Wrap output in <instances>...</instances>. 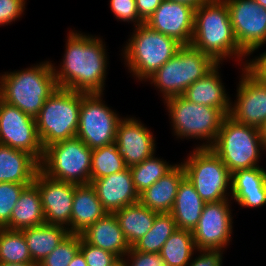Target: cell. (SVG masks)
I'll use <instances>...</instances> for the list:
<instances>
[{"mask_svg": "<svg viewBox=\"0 0 266 266\" xmlns=\"http://www.w3.org/2000/svg\"><path fill=\"white\" fill-rule=\"evenodd\" d=\"M152 133L140 121L132 118L121 119L117 126L115 144L127 167L143 162L155 154Z\"/></svg>", "mask_w": 266, "mask_h": 266, "instance_id": "obj_18", "label": "cell"}, {"mask_svg": "<svg viewBox=\"0 0 266 266\" xmlns=\"http://www.w3.org/2000/svg\"><path fill=\"white\" fill-rule=\"evenodd\" d=\"M163 0H135L139 19L145 23Z\"/></svg>", "mask_w": 266, "mask_h": 266, "instance_id": "obj_42", "label": "cell"}, {"mask_svg": "<svg viewBox=\"0 0 266 266\" xmlns=\"http://www.w3.org/2000/svg\"><path fill=\"white\" fill-rule=\"evenodd\" d=\"M109 266H126L125 258L118 257L113 263Z\"/></svg>", "mask_w": 266, "mask_h": 266, "instance_id": "obj_48", "label": "cell"}, {"mask_svg": "<svg viewBox=\"0 0 266 266\" xmlns=\"http://www.w3.org/2000/svg\"><path fill=\"white\" fill-rule=\"evenodd\" d=\"M0 263H33L21 230L0 228Z\"/></svg>", "mask_w": 266, "mask_h": 266, "instance_id": "obj_32", "label": "cell"}, {"mask_svg": "<svg viewBox=\"0 0 266 266\" xmlns=\"http://www.w3.org/2000/svg\"><path fill=\"white\" fill-rule=\"evenodd\" d=\"M127 168L115 143L92 151L91 181L123 171Z\"/></svg>", "mask_w": 266, "mask_h": 266, "instance_id": "obj_33", "label": "cell"}, {"mask_svg": "<svg viewBox=\"0 0 266 266\" xmlns=\"http://www.w3.org/2000/svg\"><path fill=\"white\" fill-rule=\"evenodd\" d=\"M21 231L26 239L32 261L36 265L49 255L69 234L65 226L49 225L47 223L24 228Z\"/></svg>", "mask_w": 266, "mask_h": 266, "instance_id": "obj_28", "label": "cell"}, {"mask_svg": "<svg viewBox=\"0 0 266 266\" xmlns=\"http://www.w3.org/2000/svg\"><path fill=\"white\" fill-rule=\"evenodd\" d=\"M243 69L244 74L237 88V100L231 106L229 116L239 123L260 129L266 121V82L246 66Z\"/></svg>", "mask_w": 266, "mask_h": 266, "instance_id": "obj_15", "label": "cell"}, {"mask_svg": "<svg viewBox=\"0 0 266 266\" xmlns=\"http://www.w3.org/2000/svg\"><path fill=\"white\" fill-rule=\"evenodd\" d=\"M200 256L191 260L189 266H222L220 251H200Z\"/></svg>", "mask_w": 266, "mask_h": 266, "instance_id": "obj_41", "label": "cell"}, {"mask_svg": "<svg viewBox=\"0 0 266 266\" xmlns=\"http://www.w3.org/2000/svg\"><path fill=\"white\" fill-rule=\"evenodd\" d=\"M205 202L196 192L193 184L184 177L180 182L170 213L177 228L193 231L201 217Z\"/></svg>", "mask_w": 266, "mask_h": 266, "instance_id": "obj_26", "label": "cell"}, {"mask_svg": "<svg viewBox=\"0 0 266 266\" xmlns=\"http://www.w3.org/2000/svg\"><path fill=\"white\" fill-rule=\"evenodd\" d=\"M81 92L57 88L44 102L36 118L37 133L43 149L76 137L79 124Z\"/></svg>", "mask_w": 266, "mask_h": 266, "instance_id": "obj_5", "label": "cell"}, {"mask_svg": "<svg viewBox=\"0 0 266 266\" xmlns=\"http://www.w3.org/2000/svg\"><path fill=\"white\" fill-rule=\"evenodd\" d=\"M39 170L31 154L0 144V182L31 184Z\"/></svg>", "mask_w": 266, "mask_h": 266, "instance_id": "obj_25", "label": "cell"}, {"mask_svg": "<svg viewBox=\"0 0 266 266\" xmlns=\"http://www.w3.org/2000/svg\"><path fill=\"white\" fill-rule=\"evenodd\" d=\"M176 229L171 213H157L152 228L132 248L143 253H160L162 246Z\"/></svg>", "mask_w": 266, "mask_h": 266, "instance_id": "obj_31", "label": "cell"}, {"mask_svg": "<svg viewBox=\"0 0 266 266\" xmlns=\"http://www.w3.org/2000/svg\"><path fill=\"white\" fill-rule=\"evenodd\" d=\"M260 6L266 9V0H255Z\"/></svg>", "mask_w": 266, "mask_h": 266, "instance_id": "obj_49", "label": "cell"}, {"mask_svg": "<svg viewBox=\"0 0 266 266\" xmlns=\"http://www.w3.org/2000/svg\"><path fill=\"white\" fill-rule=\"evenodd\" d=\"M27 185L30 184L0 182V228L10 222L13 208Z\"/></svg>", "mask_w": 266, "mask_h": 266, "instance_id": "obj_36", "label": "cell"}, {"mask_svg": "<svg viewBox=\"0 0 266 266\" xmlns=\"http://www.w3.org/2000/svg\"><path fill=\"white\" fill-rule=\"evenodd\" d=\"M53 67L47 61L23 71L5 73L0 78V99L36 119L44 102L58 88Z\"/></svg>", "mask_w": 266, "mask_h": 266, "instance_id": "obj_3", "label": "cell"}, {"mask_svg": "<svg viewBox=\"0 0 266 266\" xmlns=\"http://www.w3.org/2000/svg\"><path fill=\"white\" fill-rule=\"evenodd\" d=\"M25 0H0V25L9 24L22 15Z\"/></svg>", "mask_w": 266, "mask_h": 266, "instance_id": "obj_40", "label": "cell"}, {"mask_svg": "<svg viewBox=\"0 0 266 266\" xmlns=\"http://www.w3.org/2000/svg\"><path fill=\"white\" fill-rule=\"evenodd\" d=\"M0 144L31 154L39 163L44 149L37 133L36 119L0 99Z\"/></svg>", "mask_w": 266, "mask_h": 266, "instance_id": "obj_12", "label": "cell"}, {"mask_svg": "<svg viewBox=\"0 0 266 266\" xmlns=\"http://www.w3.org/2000/svg\"><path fill=\"white\" fill-rule=\"evenodd\" d=\"M110 7L115 17L122 21H133L139 26L143 22L139 19L135 0H110Z\"/></svg>", "mask_w": 266, "mask_h": 266, "instance_id": "obj_38", "label": "cell"}, {"mask_svg": "<svg viewBox=\"0 0 266 266\" xmlns=\"http://www.w3.org/2000/svg\"><path fill=\"white\" fill-rule=\"evenodd\" d=\"M228 188L241 207H261L266 204V171L259 166L238 170Z\"/></svg>", "mask_w": 266, "mask_h": 266, "instance_id": "obj_21", "label": "cell"}, {"mask_svg": "<svg viewBox=\"0 0 266 266\" xmlns=\"http://www.w3.org/2000/svg\"><path fill=\"white\" fill-rule=\"evenodd\" d=\"M92 151L78 137L51 144L44 149L40 171L57 181L90 184Z\"/></svg>", "mask_w": 266, "mask_h": 266, "instance_id": "obj_8", "label": "cell"}, {"mask_svg": "<svg viewBox=\"0 0 266 266\" xmlns=\"http://www.w3.org/2000/svg\"><path fill=\"white\" fill-rule=\"evenodd\" d=\"M175 135L182 138L204 139L209 144L196 148H210L226 115L217 108L195 104L182 95L165 100Z\"/></svg>", "mask_w": 266, "mask_h": 266, "instance_id": "obj_9", "label": "cell"}, {"mask_svg": "<svg viewBox=\"0 0 266 266\" xmlns=\"http://www.w3.org/2000/svg\"><path fill=\"white\" fill-rule=\"evenodd\" d=\"M260 134H261L263 149L266 150V121L260 128Z\"/></svg>", "mask_w": 266, "mask_h": 266, "instance_id": "obj_46", "label": "cell"}, {"mask_svg": "<svg viewBox=\"0 0 266 266\" xmlns=\"http://www.w3.org/2000/svg\"><path fill=\"white\" fill-rule=\"evenodd\" d=\"M80 235L86 243L109 251L117 257H125L131 248L114 213H107Z\"/></svg>", "mask_w": 266, "mask_h": 266, "instance_id": "obj_20", "label": "cell"}, {"mask_svg": "<svg viewBox=\"0 0 266 266\" xmlns=\"http://www.w3.org/2000/svg\"><path fill=\"white\" fill-rule=\"evenodd\" d=\"M263 150L260 129L247 126L227 115L210 149L232 174L238 170L257 167Z\"/></svg>", "mask_w": 266, "mask_h": 266, "instance_id": "obj_4", "label": "cell"}, {"mask_svg": "<svg viewBox=\"0 0 266 266\" xmlns=\"http://www.w3.org/2000/svg\"><path fill=\"white\" fill-rule=\"evenodd\" d=\"M244 64L260 80L266 82V52L261 54L260 57Z\"/></svg>", "mask_w": 266, "mask_h": 266, "instance_id": "obj_43", "label": "cell"}, {"mask_svg": "<svg viewBox=\"0 0 266 266\" xmlns=\"http://www.w3.org/2000/svg\"><path fill=\"white\" fill-rule=\"evenodd\" d=\"M81 235L69 233L37 266H68L80 250Z\"/></svg>", "mask_w": 266, "mask_h": 266, "instance_id": "obj_35", "label": "cell"}, {"mask_svg": "<svg viewBox=\"0 0 266 266\" xmlns=\"http://www.w3.org/2000/svg\"><path fill=\"white\" fill-rule=\"evenodd\" d=\"M61 70L53 67L58 88L86 94L104 89L107 57L103 41L98 37L69 32Z\"/></svg>", "mask_w": 266, "mask_h": 266, "instance_id": "obj_1", "label": "cell"}, {"mask_svg": "<svg viewBox=\"0 0 266 266\" xmlns=\"http://www.w3.org/2000/svg\"><path fill=\"white\" fill-rule=\"evenodd\" d=\"M103 93H82L76 137L90 149L115 143L120 118L102 102Z\"/></svg>", "mask_w": 266, "mask_h": 266, "instance_id": "obj_11", "label": "cell"}, {"mask_svg": "<svg viewBox=\"0 0 266 266\" xmlns=\"http://www.w3.org/2000/svg\"><path fill=\"white\" fill-rule=\"evenodd\" d=\"M108 213L139 202V193L136 191L132 174L127 167L125 170L95 179L90 182Z\"/></svg>", "mask_w": 266, "mask_h": 266, "instance_id": "obj_19", "label": "cell"}, {"mask_svg": "<svg viewBox=\"0 0 266 266\" xmlns=\"http://www.w3.org/2000/svg\"><path fill=\"white\" fill-rule=\"evenodd\" d=\"M184 177L182 163L175 164L167 174L139 194V202L151 211L170 213L178 186Z\"/></svg>", "mask_w": 266, "mask_h": 266, "instance_id": "obj_22", "label": "cell"}, {"mask_svg": "<svg viewBox=\"0 0 266 266\" xmlns=\"http://www.w3.org/2000/svg\"><path fill=\"white\" fill-rule=\"evenodd\" d=\"M217 63L192 45H182L177 53L160 67L148 80L163 94L166 100L180 96L198 79L209 73Z\"/></svg>", "mask_w": 266, "mask_h": 266, "instance_id": "obj_7", "label": "cell"}, {"mask_svg": "<svg viewBox=\"0 0 266 266\" xmlns=\"http://www.w3.org/2000/svg\"><path fill=\"white\" fill-rule=\"evenodd\" d=\"M154 156L153 154L143 162L129 167L134 187L139 194L162 178L175 166L169 165L167 162Z\"/></svg>", "mask_w": 266, "mask_h": 266, "instance_id": "obj_34", "label": "cell"}, {"mask_svg": "<svg viewBox=\"0 0 266 266\" xmlns=\"http://www.w3.org/2000/svg\"><path fill=\"white\" fill-rule=\"evenodd\" d=\"M170 1H176L180 3L187 4L189 6H192L194 9L198 8L202 3H204L207 0H170Z\"/></svg>", "mask_w": 266, "mask_h": 266, "instance_id": "obj_45", "label": "cell"}, {"mask_svg": "<svg viewBox=\"0 0 266 266\" xmlns=\"http://www.w3.org/2000/svg\"><path fill=\"white\" fill-rule=\"evenodd\" d=\"M190 45L210 56L217 64L233 55L239 59L247 56L236 41L224 0H207L195 9Z\"/></svg>", "mask_w": 266, "mask_h": 266, "instance_id": "obj_2", "label": "cell"}, {"mask_svg": "<svg viewBox=\"0 0 266 266\" xmlns=\"http://www.w3.org/2000/svg\"><path fill=\"white\" fill-rule=\"evenodd\" d=\"M194 11L187 4L163 0L145 24L182 45H190L194 31Z\"/></svg>", "mask_w": 266, "mask_h": 266, "instance_id": "obj_17", "label": "cell"}, {"mask_svg": "<svg viewBox=\"0 0 266 266\" xmlns=\"http://www.w3.org/2000/svg\"><path fill=\"white\" fill-rule=\"evenodd\" d=\"M195 249L192 231L177 228L162 246L160 256L167 266H188Z\"/></svg>", "mask_w": 266, "mask_h": 266, "instance_id": "obj_30", "label": "cell"}, {"mask_svg": "<svg viewBox=\"0 0 266 266\" xmlns=\"http://www.w3.org/2000/svg\"><path fill=\"white\" fill-rule=\"evenodd\" d=\"M125 256L131 258L130 262L125 259L126 266H167L160 253H143L131 247Z\"/></svg>", "mask_w": 266, "mask_h": 266, "instance_id": "obj_39", "label": "cell"}, {"mask_svg": "<svg viewBox=\"0 0 266 266\" xmlns=\"http://www.w3.org/2000/svg\"><path fill=\"white\" fill-rule=\"evenodd\" d=\"M239 47L252 54L266 42V9L255 0H224Z\"/></svg>", "mask_w": 266, "mask_h": 266, "instance_id": "obj_13", "label": "cell"}, {"mask_svg": "<svg viewBox=\"0 0 266 266\" xmlns=\"http://www.w3.org/2000/svg\"><path fill=\"white\" fill-rule=\"evenodd\" d=\"M46 223L41 196L34 183L27 185L21 192L13 208L10 222L4 227L11 230L38 226Z\"/></svg>", "mask_w": 266, "mask_h": 266, "instance_id": "obj_27", "label": "cell"}, {"mask_svg": "<svg viewBox=\"0 0 266 266\" xmlns=\"http://www.w3.org/2000/svg\"><path fill=\"white\" fill-rule=\"evenodd\" d=\"M195 149L182 164L185 177L205 203L228 200L226 192L231 186L232 174L227 166L210 148Z\"/></svg>", "mask_w": 266, "mask_h": 266, "instance_id": "obj_10", "label": "cell"}, {"mask_svg": "<svg viewBox=\"0 0 266 266\" xmlns=\"http://www.w3.org/2000/svg\"><path fill=\"white\" fill-rule=\"evenodd\" d=\"M107 213L91 184H75L69 233H82Z\"/></svg>", "mask_w": 266, "mask_h": 266, "instance_id": "obj_24", "label": "cell"}, {"mask_svg": "<svg viewBox=\"0 0 266 266\" xmlns=\"http://www.w3.org/2000/svg\"><path fill=\"white\" fill-rule=\"evenodd\" d=\"M0 266H37L35 263H0Z\"/></svg>", "mask_w": 266, "mask_h": 266, "instance_id": "obj_47", "label": "cell"}, {"mask_svg": "<svg viewBox=\"0 0 266 266\" xmlns=\"http://www.w3.org/2000/svg\"><path fill=\"white\" fill-rule=\"evenodd\" d=\"M33 183L41 196L45 222L49 225L65 226L69 231L75 184L51 179L40 170Z\"/></svg>", "mask_w": 266, "mask_h": 266, "instance_id": "obj_16", "label": "cell"}, {"mask_svg": "<svg viewBox=\"0 0 266 266\" xmlns=\"http://www.w3.org/2000/svg\"><path fill=\"white\" fill-rule=\"evenodd\" d=\"M68 266H88L83 253L79 250Z\"/></svg>", "mask_w": 266, "mask_h": 266, "instance_id": "obj_44", "label": "cell"}, {"mask_svg": "<svg viewBox=\"0 0 266 266\" xmlns=\"http://www.w3.org/2000/svg\"><path fill=\"white\" fill-rule=\"evenodd\" d=\"M80 251L83 253L88 266H109L118 257L102 248L86 243L81 237Z\"/></svg>", "mask_w": 266, "mask_h": 266, "instance_id": "obj_37", "label": "cell"}, {"mask_svg": "<svg viewBox=\"0 0 266 266\" xmlns=\"http://www.w3.org/2000/svg\"><path fill=\"white\" fill-rule=\"evenodd\" d=\"M124 236L132 247L151 228L157 212L137 202L114 212Z\"/></svg>", "mask_w": 266, "mask_h": 266, "instance_id": "obj_29", "label": "cell"}, {"mask_svg": "<svg viewBox=\"0 0 266 266\" xmlns=\"http://www.w3.org/2000/svg\"><path fill=\"white\" fill-rule=\"evenodd\" d=\"M135 30L123 54L130 71L139 80H146L170 60L182 44L145 23Z\"/></svg>", "mask_w": 266, "mask_h": 266, "instance_id": "obj_6", "label": "cell"}, {"mask_svg": "<svg viewBox=\"0 0 266 266\" xmlns=\"http://www.w3.org/2000/svg\"><path fill=\"white\" fill-rule=\"evenodd\" d=\"M229 200L205 203L192 231L197 251H220L230 242L232 217Z\"/></svg>", "mask_w": 266, "mask_h": 266, "instance_id": "obj_14", "label": "cell"}, {"mask_svg": "<svg viewBox=\"0 0 266 266\" xmlns=\"http://www.w3.org/2000/svg\"><path fill=\"white\" fill-rule=\"evenodd\" d=\"M217 64L203 78L191 84L182 94L190 102L220 109L226 116L230 114L232 103L220 80ZM230 103V104H229Z\"/></svg>", "mask_w": 266, "mask_h": 266, "instance_id": "obj_23", "label": "cell"}]
</instances>
